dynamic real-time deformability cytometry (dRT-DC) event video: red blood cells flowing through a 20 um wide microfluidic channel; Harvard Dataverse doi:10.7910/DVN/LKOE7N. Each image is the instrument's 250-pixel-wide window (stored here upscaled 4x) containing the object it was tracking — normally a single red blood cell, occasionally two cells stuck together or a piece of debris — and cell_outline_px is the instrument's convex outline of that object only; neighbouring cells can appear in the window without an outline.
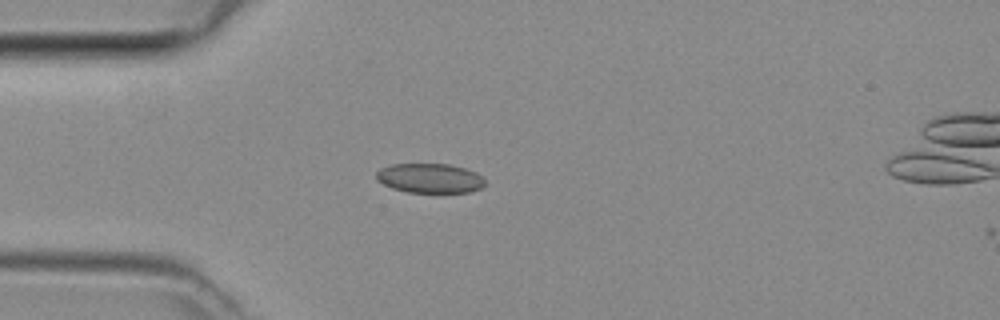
{"species": "common noctule bat (a hibernating species)", "species_latin": "Nyctalus noctula", "temperature_condition": "room temperature", "stored_images_in_passage": 13, "camera_frame_rate_fps": 3000, "um_per_image_px": 0.085, "animal": {"sex": "female", "body_mass_g": 29.2, "forearm_length_mm": 56.3}, "frame": {"image": 1, "passage_image": 12, "time_ms": 3.667, "image_size_px": [1000, 320], "cell_outline_px": [[484, 184], [480, 188], [472, 192], [408, 192], [392, 188], [376, 180], [376, 172], [380, 168], [392, 164], [448, 164], [464, 168], [476, 172], [484, 176]], "centroid_in_image_um": [36.54, 15.14], "position_along_channel_um": 48.5, "area_um2": 18.73}}